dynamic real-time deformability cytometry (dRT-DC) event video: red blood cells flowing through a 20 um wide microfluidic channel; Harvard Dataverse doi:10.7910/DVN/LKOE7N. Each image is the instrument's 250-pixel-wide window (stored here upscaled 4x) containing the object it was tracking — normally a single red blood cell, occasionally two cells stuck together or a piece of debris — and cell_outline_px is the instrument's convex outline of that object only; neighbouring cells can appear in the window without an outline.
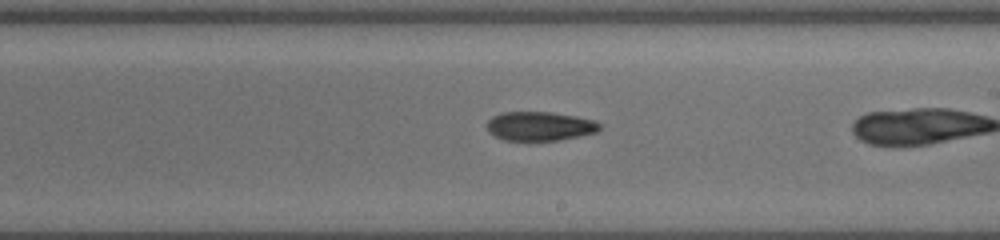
{"species": "common noctule bat (a hibernating species)", "species_latin": "Nyctalus noctula", "temperature_condition": "cold", "stored_images_in_passage": 37, "camera_frame_rate_fps": 3000, "um_per_image_px": 0.085, "animal": {"sex": "female", "body_mass_g": 19.5, "forearm_length_mm": 54.1}, "frame": {"image": 1, "passage_image": 30, "time_ms": 9.667, "image_size_px": [1000, 240], "cell_outline_px": [[600, 128], [596, 132], [580, 136], [560, 140], [504, 140], [488, 132], [488, 120], [492, 116], [500, 112], [552, 112], [576, 116], [596, 120], [600, 124]], "centroid_in_image_um": [45.89, 10.71], "position_along_channel_um": 243.1, "area_um2": 19.13}}
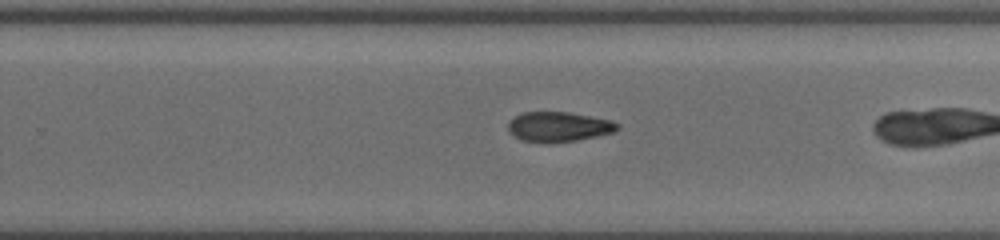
{"frame": {"image": 2, "passage_image": 33, "time_ms": 10.667, "image_size_px": [1000, 240], "cell_outline_px": [[620, 128], [616, 132], [576, 140], [520, 140], [508, 132], [508, 124], [520, 112], [568, 112], [612, 120], [620, 124]], "centroid_in_image_um": [47.54, 10.73], "position_along_channel_um": 282.3, "area_um2": 18.5}}
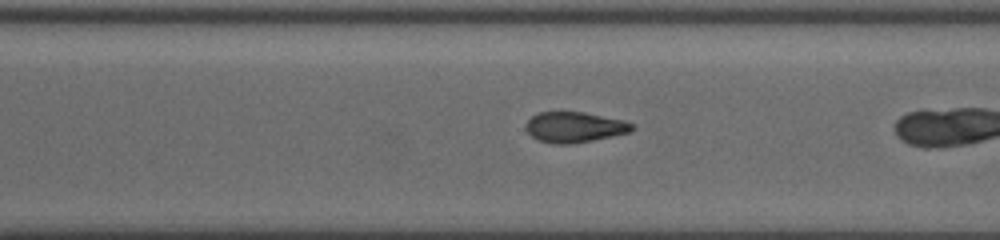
{"frame": {"image": 3, "passage_image": 36, "time_ms": 11.667, "image_size_px": [1000, 240], "cell_outline_px": [[636, 128], [632, 132], [572, 144], [552, 144], [540, 140], [532, 136], [528, 132], [528, 120], [532, 116], [540, 112], [584, 112], [624, 120], [632, 124]], "centroid_in_image_um": [48.89, 10.81], "position_along_channel_um": 321.7, "area_um2": 18.73}}